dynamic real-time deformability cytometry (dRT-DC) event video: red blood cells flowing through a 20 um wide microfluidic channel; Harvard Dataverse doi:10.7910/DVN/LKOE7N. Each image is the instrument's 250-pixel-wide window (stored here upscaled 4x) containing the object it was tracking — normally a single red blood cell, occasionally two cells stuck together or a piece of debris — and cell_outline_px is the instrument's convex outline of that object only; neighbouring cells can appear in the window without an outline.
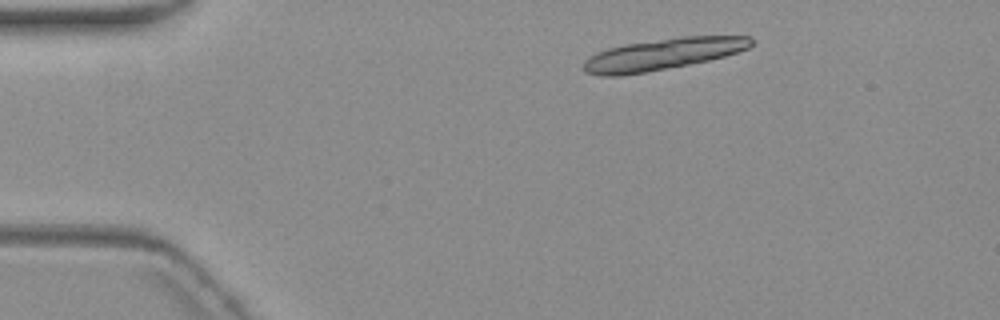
{"species": "common noctule bat (a hibernating species)", "species_latin": "Nyctalus noctula", "temperature_condition": "warm", "stored_images_in_passage": 4, "camera_frame_rate_fps": 3000, "um_per_image_px": 0.085, "animal": {"sex": "female", "body_mass_g": 19.3, "forearm_length_mm": 54.1}, "frame": {"image": 1, "passage_image": 1, "time_ms": 0.0, "image_size_px": [1000, 320], "cell_outline_px": [[752, 44], [748, 48], [724, 56], [708, 60], [688, 64], [644, 72], [620, 76], [600, 76], [584, 72], [580, 68], [584, 60], [596, 52], [608, 48], [624, 44], [680, 36], [752, 36]], "centroid_in_image_um": [56.25, 4.6], "position_along_channel_um": 28.7, "area_um2": 30.75}}